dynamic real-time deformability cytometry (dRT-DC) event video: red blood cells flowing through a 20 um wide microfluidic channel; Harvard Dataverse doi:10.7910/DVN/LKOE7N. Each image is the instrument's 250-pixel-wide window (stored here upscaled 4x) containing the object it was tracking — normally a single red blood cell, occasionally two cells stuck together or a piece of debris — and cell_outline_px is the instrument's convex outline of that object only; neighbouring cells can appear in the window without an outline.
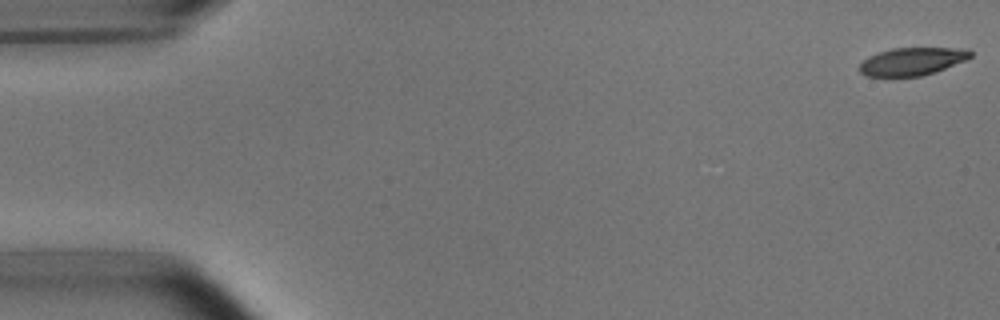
{"species": "common noctule bat (a hibernating species)", "species_latin": "Nyctalus noctula", "temperature_condition": "room temperature", "stored_images_in_passage": 53, "camera_frame_rate_fps": 3000, "um_per_image_px": 0.085, "animal": {"sex": "male", "body_mass_g": 15.6}, "frame": {"image": 1, "passage_image": 1, "time_ms": 0.0, "image_size_px": [1000, 320], "cell_outline_px": [[972, 56], [964, 60], [936, 72], [920, 76], [868, 76], [860, 72], [860, 64], [868, 56], [892, 48], [968, 48], [972, 52]], "centroid_in_image_um": [77.55, 5.21], "position_along_channel_um": 7.5, "area_um2": 17.8}}
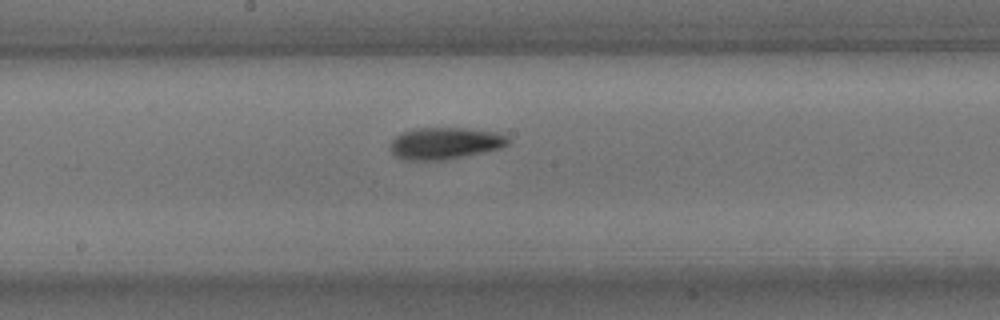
{"frame": {"image": 2, "passage_image": 28, "time_ms": 9.0, "image_size_px": [1000, 320], "cell_outline_px": [[508, 144], [500, 148], [484, 152], [464, 156], [440, 160], [404, 160], [396, 156], [392, 152], [392, 140], [400, 132], [416, 128], [464, 128], [500, 132], [508, 140]], "centroid_in_image_um": [37.82, 12.17], "position_along_channel_um": 210.4, "area_um2": 21.68}}
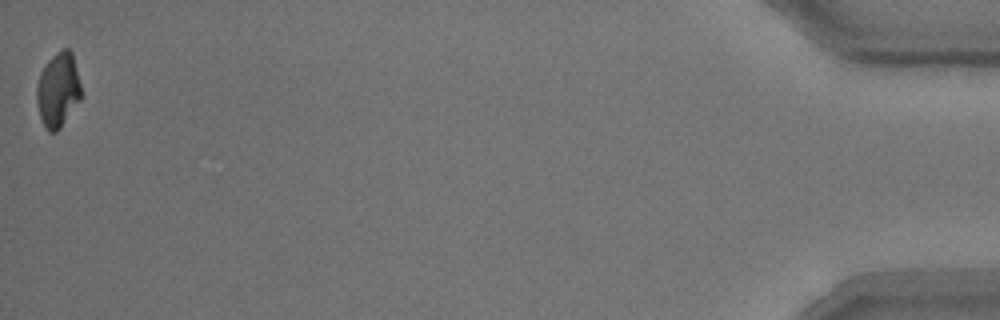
{"frame": {"image": 3, "passage_image": 53, "time_ms": 17.333, "image_size_px": [1000, 320], "cell_outline_px": [[84, 96], [60, 128], [56, 132], [48, 132], [40, 116], [36, 100], [36, 88], [40, 72], [44, 64], [56, 52], [64, 48], [68, 48], [72, 52]], "centroid_in_image_um": [4.96, 7.63], "position_along_channel_um": 430.2, "area_um2": 19.65}, "authors_computed_cell_mechanics": {"area_um2": 20.2878, "velocity_mm_per_s": 3.757, "shape_relaxation_time_tau1_ms": 4.5252, "shape_relaxation_time_tau2_ms": 4.3112, "deformation_change_tau1": 0.1644, "deformation_change_tau2": 0.1192}}